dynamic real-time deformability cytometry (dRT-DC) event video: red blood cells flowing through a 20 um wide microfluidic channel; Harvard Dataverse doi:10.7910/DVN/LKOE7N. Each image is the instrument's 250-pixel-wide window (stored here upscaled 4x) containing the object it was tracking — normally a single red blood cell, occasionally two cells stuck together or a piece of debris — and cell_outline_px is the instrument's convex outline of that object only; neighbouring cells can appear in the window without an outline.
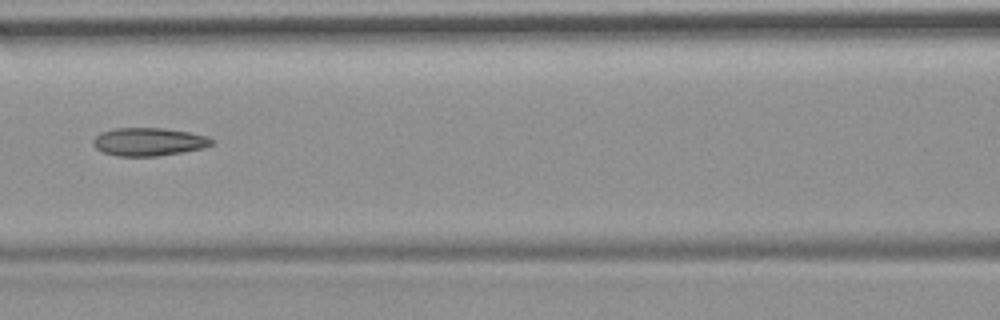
{"species": "common noctule bat (a hibernating species)", "species_latin": "Nyctalus noctula", "temperature_condition": "room temperature", "stored_images_in_passage": 7, "camera_frame_rate_fps": 3000, "um_per_image_px": 0.085, "animal": {"sex": "female", "body_mass_g": 19.9}, "frame": {"image": 1, "passage_image": 4, "time_ms": 3.667, "image_size_px": [1000, 320], "cell_outline_px": [[216, 140], [212, 144], [204, 148], [156, 156], [116, 156], [104, 152], [96, 148], [92, 144], [92, 140], [100, 132], [116, 128], [164, 128], [188, 132], [208, 136]], "centroid_in_image_um": [12.64, 12.04], "position_along_channel_um": 154.0, "area_um2": 19.42}}
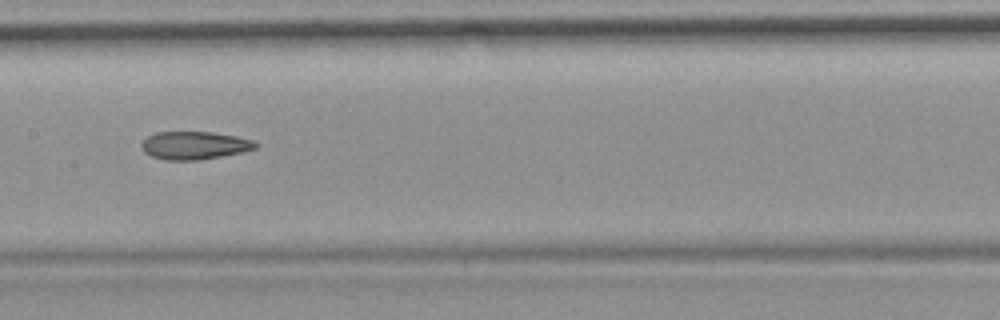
{"frame": {"image": 2, "passage_image": 5, "time_ms": 4.667, "image_size_px": [1000, 320], "cell_outline_px": [[260, 144], [256, 148], [244, 152], [200, 160], [164, 160], [152, 156], [144, 152], [140, 144], [148, 136], [156, 132], [212, 132], [236, 136], [256, 140]], "centroid_in_image_um": [16.57, 12.36], "position_along_channel_um": 190.8, "area_um2": 18.79}}